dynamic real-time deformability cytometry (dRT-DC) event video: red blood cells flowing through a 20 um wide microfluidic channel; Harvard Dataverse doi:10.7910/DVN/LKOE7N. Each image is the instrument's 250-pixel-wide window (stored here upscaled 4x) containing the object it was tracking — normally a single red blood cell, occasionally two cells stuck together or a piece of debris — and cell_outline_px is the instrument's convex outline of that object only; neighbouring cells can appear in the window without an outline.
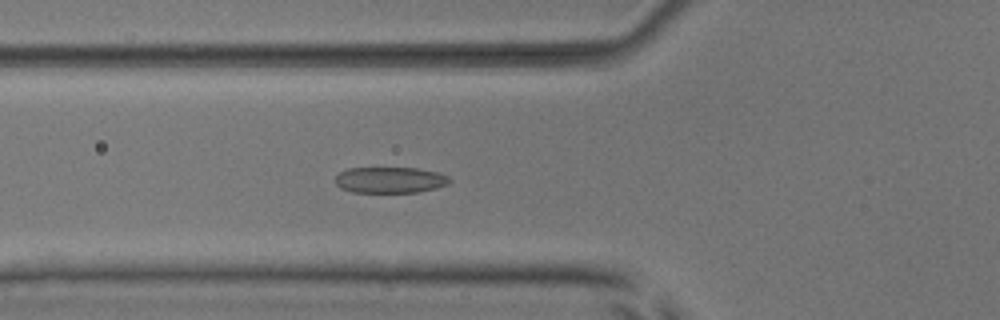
{"species": "common noctule bat (a hibernating species)", "species_latin": "Nyctalus noctula", "temperature_condition": "room temperature", "stored_images_in_passage": 52, "camera_frame_rate_fps": 3000, "um_per_image_px": 0.085, "animal": {"sex": "male", "body_mass_g": 17.9, "forearm_length_mm": 54.2}, "frame": {"image": 1, "passage_image": 19, "time_ms": 6.0, "image_size_px": [1000, 320], "cell_outline_px": [[452, 180], [448, 184], [436, 188], [416, 192], [352, 192], [340, 188], [336, 184], [336, 176], [340, 172], [348, 168], [416, 168], [436, 172], [448, 176]], "centroid_in_image_um": [33.15, 15.3], "position_along_channel_um": 92.7, "area_um2": 17.28}}
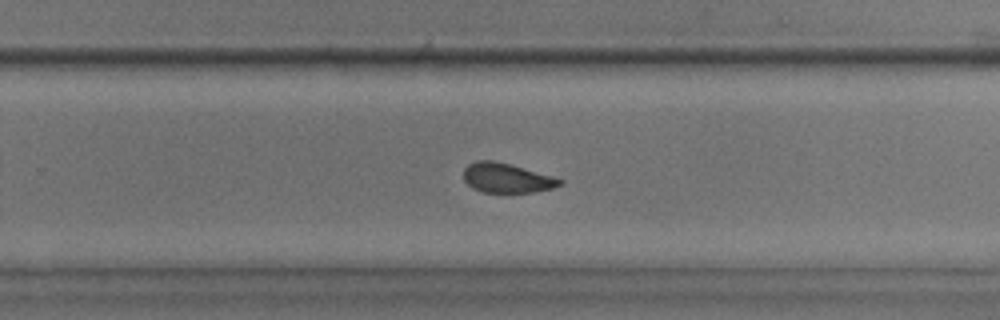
{"frame": {"image": 2, "passage_image": 34, "time_ms": 11.0, "image_size_px": [1000, 320], "cell_outline_px": [[564, 184], [552, 188], [532, 192], [484, 192], [472, 188], [464, 180], [464, 168], [468, 164], [476, 160], [496, 160], [552, 176], [564, 180]], "centroid_in_image_um": [43.06, 15.12], "position_along_channel_um": 286.7, "area_um2": 16.59}}
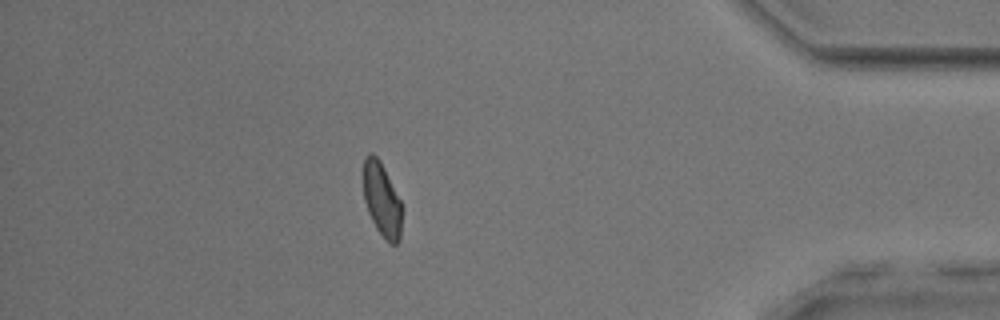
{"frame": {"image": 3, "passage_image": 46, "time_ms": 15.0, "image_size_px": [1000, 320], "cell_outline_px": [[400, 240], [396, 244], [388, 244], [384, 240], [376, 228], [368, 212], [364, 200], [364, 156], [368, 152], [372, 152], [380, 160], [400, 200]], "centroid_in_image_um": [32.43, 16.97], "position_along_channel_um": 402.8, "area_um2": 16.42}, "authors_computed_cell_mechanics": {"area_um2": 17.5423, "velocity_mm_per_s": 3.8915, "shape_relaxation_time_tau1_ms": 4.8287, "shape_relaxation_time_tau2_ms": 1.4069, "deformation_change_tau1": 0.1375, "deformation_change_tau2": 0.0721}}